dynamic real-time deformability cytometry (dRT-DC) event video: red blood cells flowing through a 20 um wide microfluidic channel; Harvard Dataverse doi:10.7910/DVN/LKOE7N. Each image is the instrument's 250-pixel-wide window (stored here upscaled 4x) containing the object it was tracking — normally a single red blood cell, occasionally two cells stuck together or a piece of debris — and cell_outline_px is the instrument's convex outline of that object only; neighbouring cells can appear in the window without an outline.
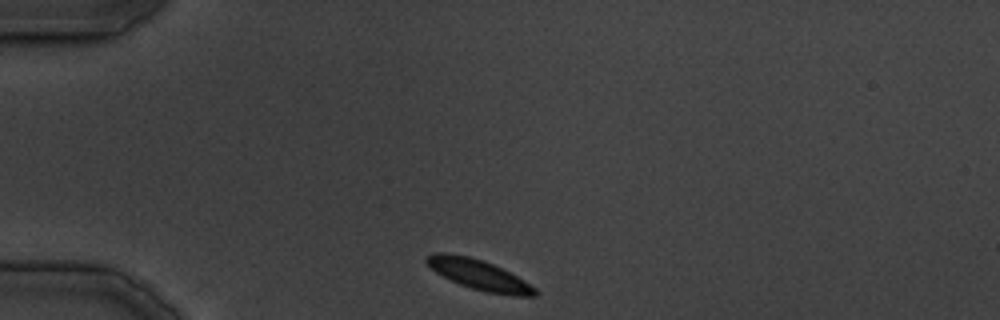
{"species": "common noctule bat (a hibernating species)", "species_latin": "Nyctalus noctula", "temperature_condition": "cold", "stored_images_in_passage": 29, "camera_frame_rate_fps": 3000, "um_per_image_px": 0.085, "animal": {"sex": "male", "body_mass_g": 19.5, "forearm_length_mm": 54.6}, "frame": {"image": 1, "passage_image": 1, "time_ms": 0.0, "image_size_px": [1000, 320], "cell_outline_px": [[540, 292], [536, 296], [512, 296], [488, 292], [472, 288], [460, 284], [436, 272], [424, 260], [428, 256], [436, 252], [448, 252], [468, 256], [484, 260], [524, 280], [536, 288]], "centroid_in_image_um": [40.75, 23.35], "position_along_channel_um": 44.3, "area_um2": 18.84}}
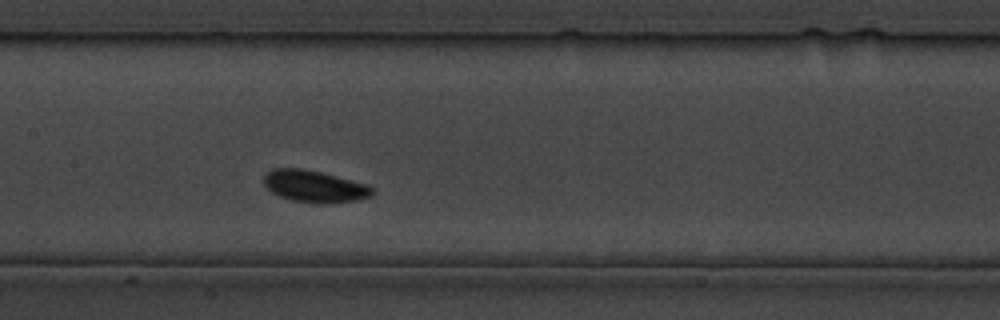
{"frame": {"image": 2, "passage_image": 11, "time_ms": 12.0, "image_size_px": [1000, 320], "cell_outline_px": [[372, 192], [368, 196], [356, 200], [316, 204], [292, 200], [280, 196], [272, 192], [264, 184], [264, 176], [272, 168], [300, 168], [320, 172], [368, 184], [372, 188]], "centroid_in_image_um": [26.69, 15.83], "position_along_channel_um": 180.7, "area_um2": 19.83}}
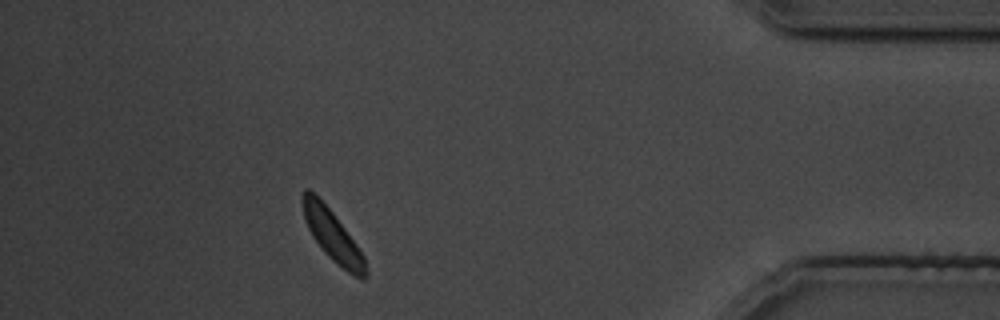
{"frame": {"image": 3, "passage_image": 26, "time_ms": 31.0, "image_size_px": [1000, 320], "cell_outline_px": [[368, 276], [364, 280], [360, 280], [348, 272], [332, 260], [324, 252], [312, 236], [304, 220], [300, 200], [304, 188], [308, 188], [332, 212], [356, 244], [364, 256], [368, 272]], "centroid_in_image_um": [28.25, 20.05], "position_along_channel_um": 406.9, "area_um2": 18.67}}